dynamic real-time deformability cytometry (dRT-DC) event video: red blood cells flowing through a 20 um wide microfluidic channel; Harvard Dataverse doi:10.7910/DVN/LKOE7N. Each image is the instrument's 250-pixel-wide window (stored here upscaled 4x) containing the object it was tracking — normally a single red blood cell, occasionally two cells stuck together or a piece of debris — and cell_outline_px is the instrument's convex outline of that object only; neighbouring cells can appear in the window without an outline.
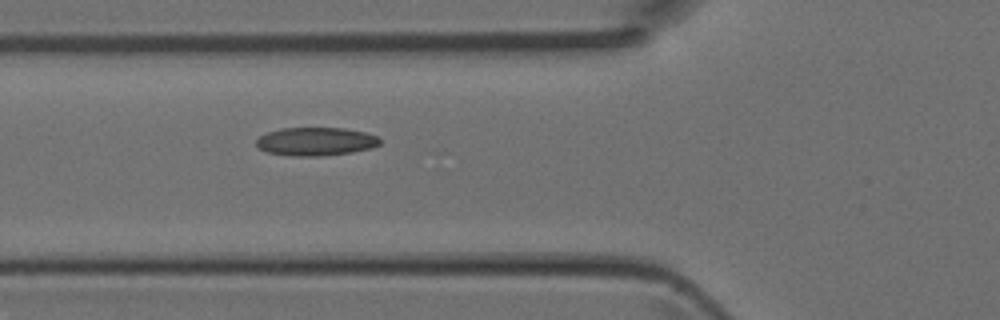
{"species": "Egyptian fruit bat (a non-hibernating species)", "species_latin": "Rousettus aegyptiacus", "temperature_condition": "room temperature", "stored_images_in_passage": 5, "camera_frame_rate_fps": 3000, "um_per_image_px": 0.085, "animal": {"sex": "female"}, "frame": {"image": 1, "passage_image": 5, "time_ms": 1.333, "image_size_px": [1000, 320], "cell_outline_px": [[380, 144], [372, 148], [352, 152], [320, 156], [288, 156], [268, 152], [256, 148], [256, 140], [260, 136], [268, 132], [280, 128], [344, 128], [364, 132], [376, 136], [380, 140]], "centroid_in_image_um": [26.81, 12.03], "position_along_channel_um": 99.0, "area_um2": 20.46}}